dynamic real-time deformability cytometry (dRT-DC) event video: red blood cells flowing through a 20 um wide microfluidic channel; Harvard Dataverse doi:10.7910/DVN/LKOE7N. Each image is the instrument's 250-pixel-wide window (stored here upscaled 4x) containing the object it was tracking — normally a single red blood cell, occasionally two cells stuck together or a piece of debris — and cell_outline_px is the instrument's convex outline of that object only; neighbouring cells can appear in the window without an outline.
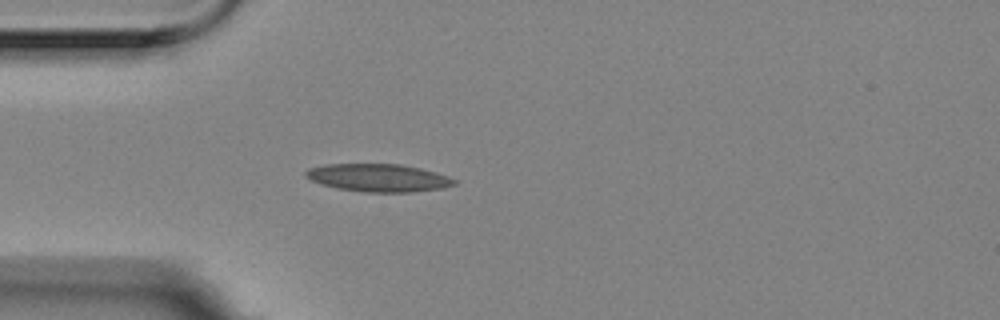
{"species": "Egyptian fruit bat (a non-hibernating species)", "species_latin": "Rousettus aegyptiacus", "temperature_condition": "room temperature", "stored_images_in_passage": 5, "camera_frame_rate_fps": 3000, "um_per_image_px": 0.085, "animal": {"sex": "female"}, "frame": {"image": 1, "passage_image": 5, "time_ms": 1.333, "image_size_px": [1000, 320], "cell_outline_px": [[456, 184], [444, 188], [412, 192], [368, 192], [336, 188], [312, 180], [304, 176], [304, 172], [308, 168], [324, 164], [400, 164], [420, 168], [436, 172], [448, 176], [456, 180]], "centroid_in_image_um": [32.18, 15.11], "position_along_channel_um": 52.8, "area_um2": 24.04}}